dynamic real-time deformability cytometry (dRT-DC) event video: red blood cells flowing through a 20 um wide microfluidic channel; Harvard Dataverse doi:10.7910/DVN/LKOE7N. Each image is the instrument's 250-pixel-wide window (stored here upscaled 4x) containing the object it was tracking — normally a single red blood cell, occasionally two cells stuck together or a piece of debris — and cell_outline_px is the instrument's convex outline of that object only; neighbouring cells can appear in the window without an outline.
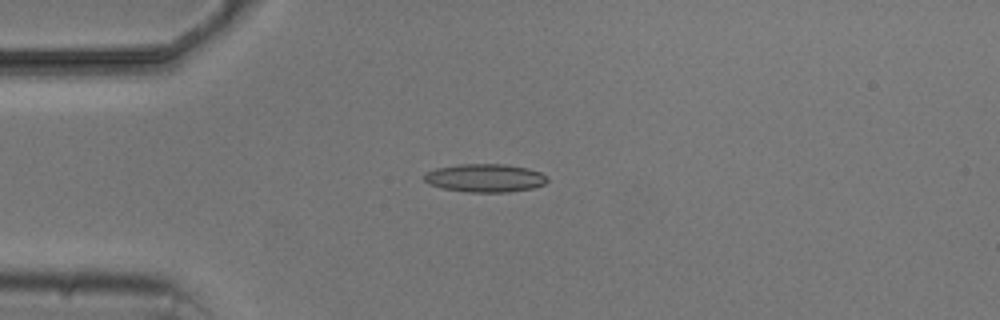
{"species": "common noctule bat (a hibernating species)", "species_latin": "Nyctalus noctula", "temperature_condition": "cold", "stored_images_in_passage": 8, "camera_frame_rate_fps": 3000, "um_per_image_px": 0.085, "animal": {"sex": "male", "body_mass_g": 20.5, "forearm_length_mm": 52.5}, "frame": {"image": 1, "passage_image": 2, "time_ms": 2.333, "image_size_px": [1000, 320], "cell_outline_px": [[548, 180], [544, 184], [532, 188], [508, 192], [468, 192], [444, 188], [428, 184], [424, 180], [424, 172], [436, 168], [456, 164], [504, 164], [528, 168], [540, 172], [548, 176]], "centroid_in_image_um": [41.22, 15.12], "position_along_channel_um": 43.8, "area_um2": 20.35}}
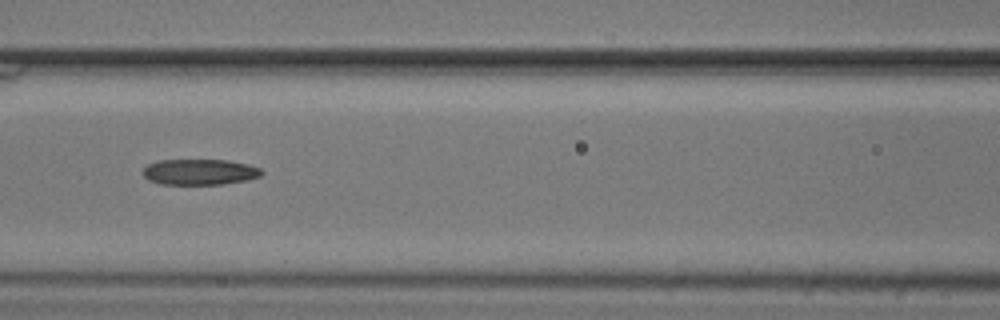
{"frame": {"image": 2, "passage_image": 5, "time_ms": 5.667, "image_size_px": [1000, 320], "cell_outline_px": [[264, 172], [260, 176], [248, 180], [224, 184], [160, 184], [148, 180], [140, 172], [148, 164], [160, 160], [228, 160], [248, 164], [260, 168]], "centroid_in_image_um": [16.97, 14.62], "position_along_channel_um": 149.6, "area_um2": 17.98}}
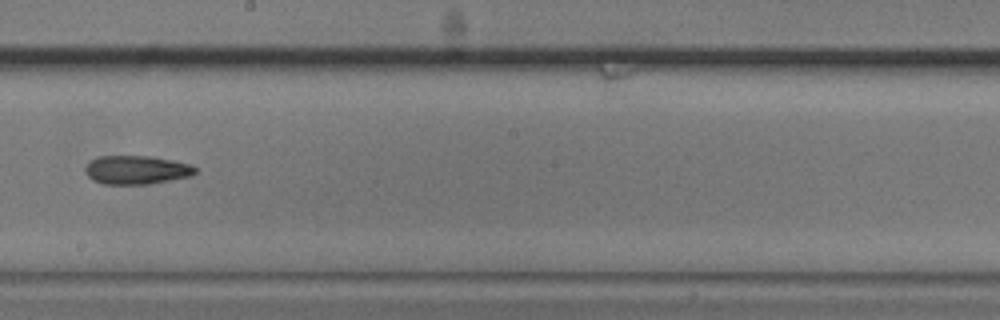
{"frame": {"image": 3, "passage_image": 7, "time_ms": 8.0, "image_size_px": [1000, 320], "cell_outline_px": [[196, 172], [192, 176], [148, 184], [104, 184], [92, 180], [84, 172], [84, 168], [88, 160], [96, 156], [152, 156], [192, 164], [196, 168]], "centroid_in_image_um": [11.57, 14.43], "position_along_channel_um": 236.6, "area_um2": 18.67}}